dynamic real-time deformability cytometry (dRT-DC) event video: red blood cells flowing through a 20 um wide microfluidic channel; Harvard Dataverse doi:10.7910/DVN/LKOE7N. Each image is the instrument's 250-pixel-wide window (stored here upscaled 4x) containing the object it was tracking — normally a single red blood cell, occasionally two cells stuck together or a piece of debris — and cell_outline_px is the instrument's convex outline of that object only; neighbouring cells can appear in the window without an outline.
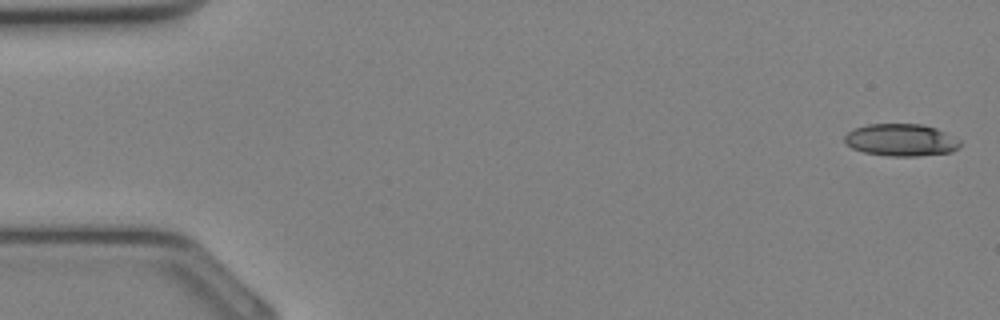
{"species": "Egyptian fruit bat (a non-hibernating species)", "species_latin": "Rousettus aegyptiacus", "temperature_condition": "cold", "stored_images_in_passage": 34, "camera_frame_rate_fps": 3000, "um_per_image_px": 0.085, "animal": {"sex": "female"}, "frame": {"image": 1, "passage_image": 1, "time_ms": 0.0, "image_size_px": [1000, 320], "cell_outline_px": [[960, 148], [952, 152], [916, 156], [888, 156], [864, 152], [852, 148], [844, 140], [844, 136], [852, 128], [868, 124], [924, 124], [936, 128], [960, 140]], "centroid_in_image_um": [76.59, 11.89], "position_along_channel_um": 8.4, "area_um2": 21.79}}
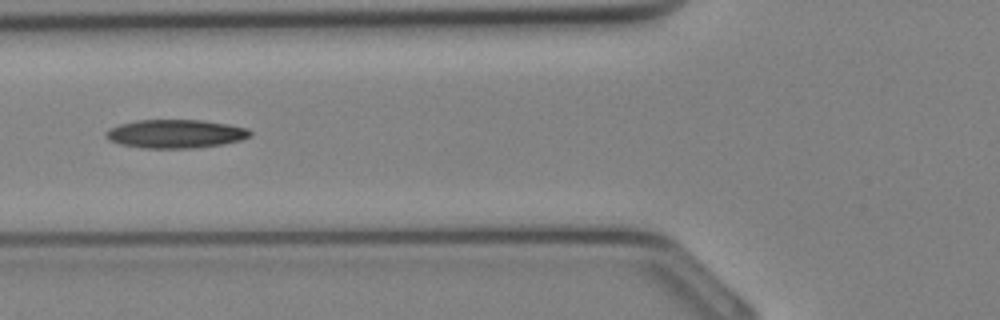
{"frame": {"image": 2, "passage_image": 13, "time_ms": 4.0, "image_size_px": [1000, 320], "cell_outline_px": [[252, 136], [240, 140], [224, 144], [196, 148], [144, 148], [120, 144], [108, 140], [104, 136], [104, 132], [108, 128], [120, 124], [136, 120], [200, 120], [228, 124], [248, 128], [252, 132]], "centroid_in_image_um": [14.91, 11.37], "position_along_channel_um": 110.9, "area_um2": 24.22}}
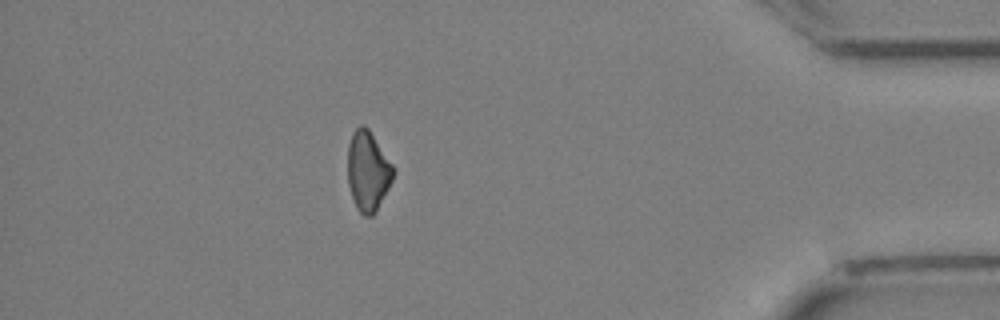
{"frame": {"image": 3, "passage_image": 30, "time_ms": 9.667, "image_size_px": [1000, 320], "cell_outline_px": [[396, 172], [376, 212], [372, 216], [364, 216], [356, 208], [348, 184], [348, 144], [352, 132], [360, 124], [364, 124], [368, 128], [396, 168]], "centroid_in_image_um": [31.28, 14.52], "position_along_channel_um": 403.9, "area_um2": 21.44}}